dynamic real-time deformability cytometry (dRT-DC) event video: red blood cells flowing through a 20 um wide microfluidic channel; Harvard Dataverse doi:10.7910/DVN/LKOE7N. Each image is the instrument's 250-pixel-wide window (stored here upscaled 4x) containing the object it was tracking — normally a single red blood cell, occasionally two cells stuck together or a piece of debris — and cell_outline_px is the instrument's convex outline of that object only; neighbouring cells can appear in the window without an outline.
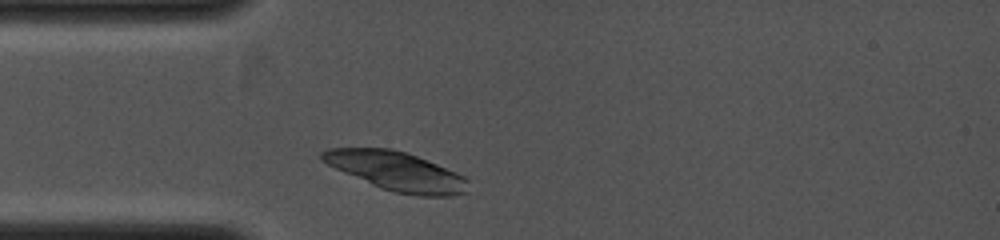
{"species": "common noctule bat (a hibernating species)", "species_latin": "Nyctalus noctula", "temperature_condition": "cold", "stored_images_in_passage": 3, "camera_frame_rate_fps": 4000, "um_per_image_px": 0.085, "animal": {"sex": "female", "body_mass_g": 19.0, "forearm_length_mm": 53.3}, "frame": {"image": 1, "passage_image": 2, "time_ms": 0.5, "image_size_px": [1000, 240], "cell_outline_px": [[468, 192], [452, 196], [420, 196], [396, 192], [380, 188], [344, 172], [320, 160], [320, 152], [328, 148], [392, 148], [416, 156], [456, 172], [464, 176], [468, 180]], "centroid_in_image_um": [33.71, 14.56], "position_along_channel_um": 51.3, "area_um2": 32.89}}